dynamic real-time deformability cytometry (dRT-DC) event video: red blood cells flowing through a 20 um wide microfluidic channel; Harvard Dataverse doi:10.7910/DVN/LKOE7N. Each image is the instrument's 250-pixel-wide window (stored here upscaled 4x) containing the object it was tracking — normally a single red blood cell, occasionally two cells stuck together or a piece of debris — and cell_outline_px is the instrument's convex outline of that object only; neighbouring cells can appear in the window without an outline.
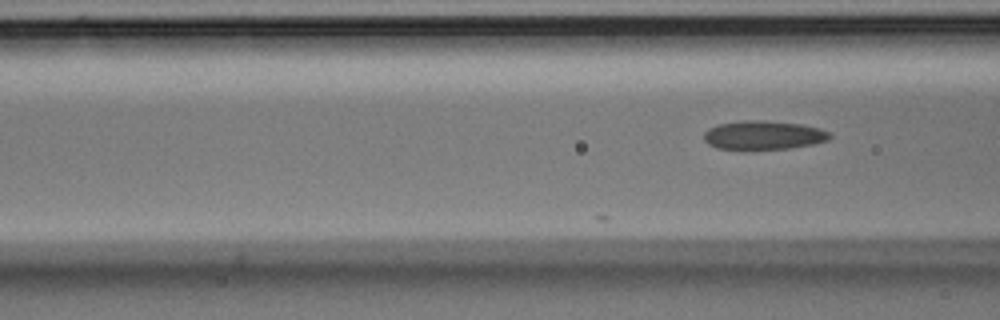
{"species": "Egyptian fruit bat (a non-hibernating species)", "species_latin": "Rousettus aegyptiacus", "temperature_condition": "room temperature", "stored_images_in_passage": 6, "camera_frame_rate_fps": 3000, "um_per_image_px": 0.085, "animal": {"sex": "male"}, "frame": {"image": 1, "passage_image": 6, "time_ms": 1.667, "image_size_px": [1000, 320], "cell_outline_px": [[832, 136], [828, 140], [812, 144], [788, 148], [716, 148], [708, 144], [704, 140], [704, 132], [708, 128], [720, 124], [744, 120], [764, 120], [800, 124], [820, 128], [828, 132]], "centroid_in_image_um": [64.89, 11.47], "position_along_channel_um": 101.7, "area_um2": 20.75}}